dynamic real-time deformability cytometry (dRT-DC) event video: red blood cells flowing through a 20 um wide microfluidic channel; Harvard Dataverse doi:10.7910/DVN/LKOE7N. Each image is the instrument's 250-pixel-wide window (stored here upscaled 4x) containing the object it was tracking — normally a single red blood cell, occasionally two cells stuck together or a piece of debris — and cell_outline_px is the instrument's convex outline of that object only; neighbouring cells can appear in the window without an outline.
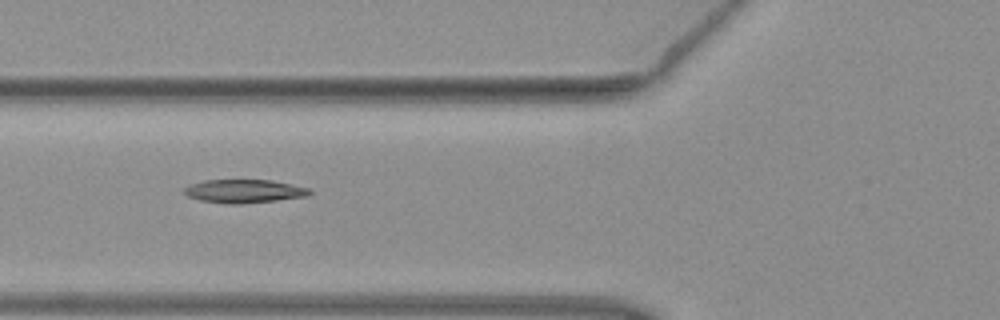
{"species": "common noctule bat (a hibernating species)", "species_latin": "Nyctalus noctula", "temperature_condition": "warm", "stored_images_in_passage": 4, "camera_frame_rate_fps": 3000, "um_per_image_px": 0.085, "animal": {"sex": "female", "body_mass_g": 19.3, "forearm_length_mm": 54.1}, "frame": {"image": 1, "passage_image": 3, "time_ms": 0.667, "image_size_px": [1000, 320], "cell_outline_px": [[312, 192], [308, 196], [276, 200], [240, 204], [232, 204], [200, 200], [188, 196], [184, 192], [184, 188], [188, 184], [204, 180], [272, 180], [312, 188]], "centroid_in_image_um": [20.78, 16.24], "position_along_channel_um": 105.0, "area_um2": 17.17}}
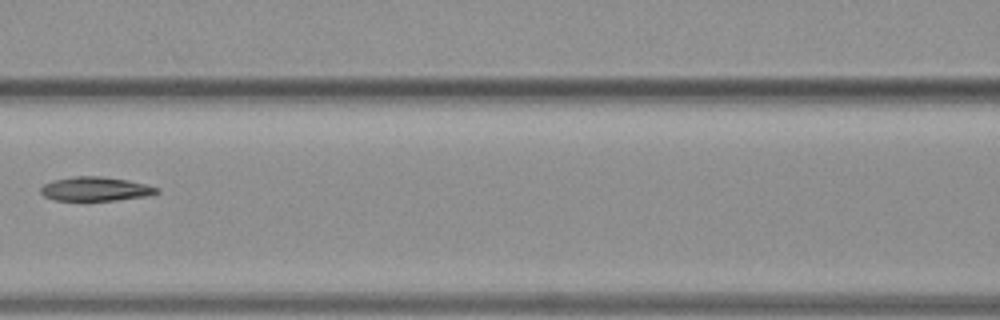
{"frame": {"image": 2, "passage_image": 4, "time_ms": 1.0, "image_size_px": [1000, 320], "cell_outline_px": [[160, 192], [148, 196], [116, 200], [52, 200], [44, 196], [40, 192], [40, 188], [44, 184], [52, 180], [72, 176], [100, 176], [128, 180], [160, 188]], "centroid_in_image_um": [8.1, 16.05], "position_along_channel_um": 158.5, "area_um2": 16.36}}